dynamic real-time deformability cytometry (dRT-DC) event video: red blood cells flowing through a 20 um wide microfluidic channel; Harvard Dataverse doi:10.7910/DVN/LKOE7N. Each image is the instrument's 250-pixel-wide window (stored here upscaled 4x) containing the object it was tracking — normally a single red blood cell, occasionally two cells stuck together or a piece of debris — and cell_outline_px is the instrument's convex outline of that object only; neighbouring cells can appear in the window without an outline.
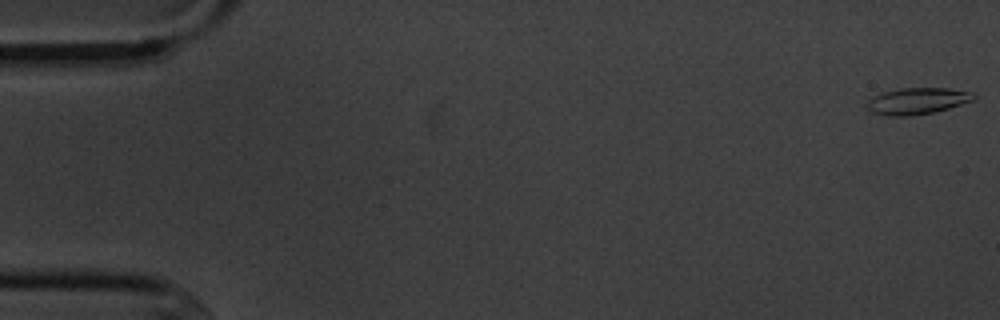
{"species": "common noctule bat (a hibernating species)", "species_latin": "Nyctalus noctula", "temperature_condition": "cold", "stored_images_in_passage": 7, "camera_frame_rate_fps": 3000, "um_per_image_px": 0.085, "animal": {"sex": "male", "body_mass_g": 20.1, "forearm_length_mm": 53.5}, "frame": {"image": 1, "passage_image": 1, "time_ms": 0.0, "image_size_px": [1000, 320], "cell_outline_px": [[976, 96], [972, 100], [948, 108], [932, 112], [908, 116], [888, 116], [872, 112], [868, 108], [868, 100], [884, 92], [900, 88], [948, 88], [976, 92]], "centroid_in_image_um": [78.0, 8.57], "position_along_channel_um": 7.0, "area_um2": 16.24}}
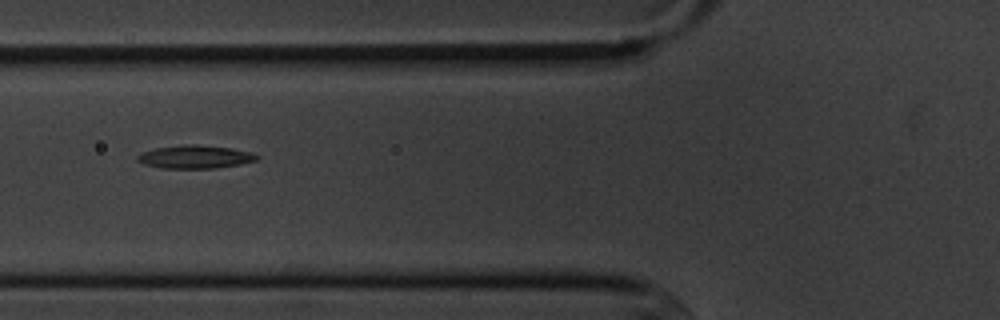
{"frame": {"image": 2, "passage_image": 6, "time_ms": 6.667, "image_size_px": [1000, 320], "cell_outline_px": [[260, 156], [256, 160], [240, 164], [216, 168], [160, 168], [144, 164], [136, 160], [136, 156], [140, 152], [156, 148], [184, 144], [196, 144], [232, 148], [252, 152]], "centroid_in_image_um": [16.56, 13.32], "position_along_channel_um": 109.2, "area_um2": 16.24}}
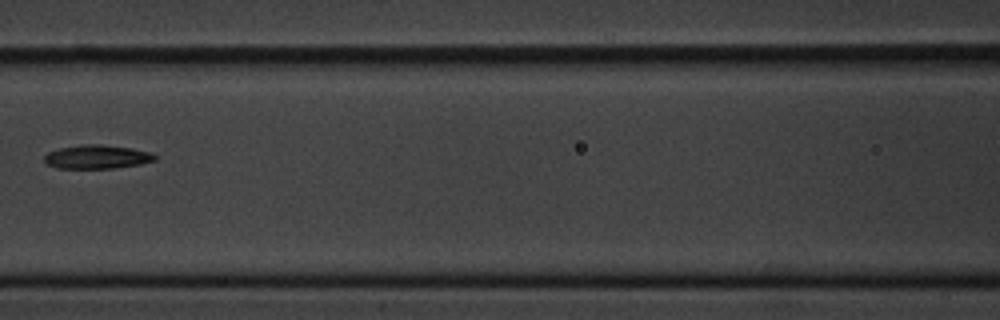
{"frame": {"image": 3, "passage_image": 7, "time_ms": 8.0, "image_size_px": [1000, 320], "cell_outline_px": [[156, 160], [140, 164], [112, 168], [56, 168], [48, 164], [44, 160], [44, 156], [48, 152], [60, 148], [80, 144], [100, 144], [132, 148], [152, 152], [156, 156]], "centroid_in_image_um": [8.25, 13.32], "position_along_channel_um": 158.3, "area_um2": 15.32}}